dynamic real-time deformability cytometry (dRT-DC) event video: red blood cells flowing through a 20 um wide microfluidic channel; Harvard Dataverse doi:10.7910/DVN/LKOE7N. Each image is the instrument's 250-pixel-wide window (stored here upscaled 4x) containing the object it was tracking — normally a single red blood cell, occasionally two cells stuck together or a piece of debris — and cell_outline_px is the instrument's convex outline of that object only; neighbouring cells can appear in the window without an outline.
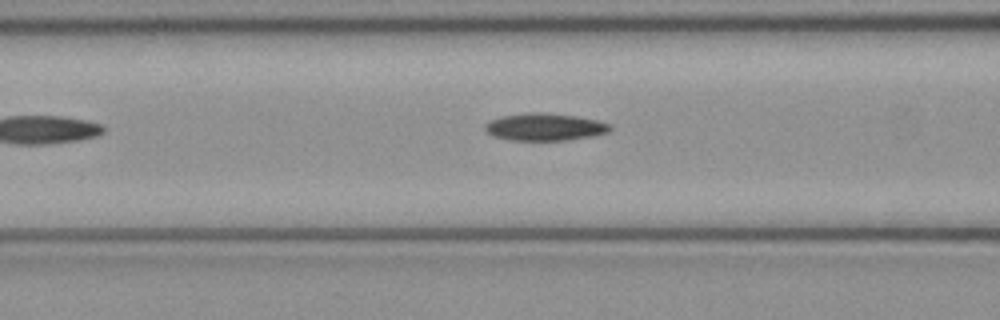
{"species": "common noctule bat (a hibernating species)", "species_latin": "Nyctalus noctula", "temperature_condition": "cold", "stored_images_in_passage": 6, "camera_frame_rate_fps": 3000, "um_per_image_px": 0.085, "animal": {"sex": "female", "body_mass_g": 21.9}, "frame": {"image": 1, "passage_image": 6, "time_ms": 1.667, "image_size_px": [1000, 320], "cell_outline_px": [[612, 128], [608, 132], [592, 136], [568, 140], [508, 140], [492, 136], [484, 128], [484, 124], [488, 120], [500, 116], [524, 112], [540, 112], [576, 116], [596, 120], [612, 124]], "centroid_in_image_um": [46.27, 10.78], "position_along_channel_um": 120.3, "area_um2": 20.17}}